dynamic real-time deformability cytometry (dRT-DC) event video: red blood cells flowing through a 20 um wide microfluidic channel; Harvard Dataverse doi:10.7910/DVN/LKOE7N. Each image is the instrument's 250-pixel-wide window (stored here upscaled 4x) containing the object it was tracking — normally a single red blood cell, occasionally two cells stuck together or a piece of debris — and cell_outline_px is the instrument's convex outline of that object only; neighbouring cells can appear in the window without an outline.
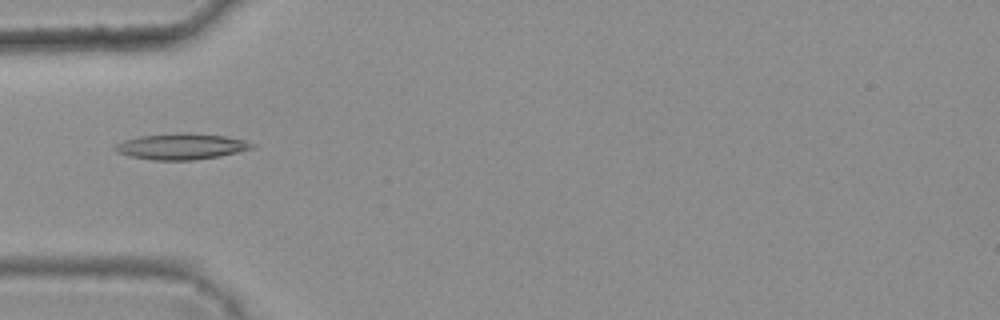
{"species": "common noctule bat (a hibernating species)", "species_latin": "Nyctalus noctula", "temperature_condition": "warm", "stored_images_in_passage": 46, "camera_frame_rate_fps": 3000, "um_per_image_px": 0.085, "animal": {"sex": "female", "body_mass_g": 25.1}, "frame": {"image": 1, "passage_image": 17, "time_ms": 5.333, "image_size_px": [1000, 320], "cell_outline_px": [[256, 148], [220, 156], [192, 160], [152, 160], [128, 156], [116, 152], [112, 148], [116, 144], [124, 140], [136, 136], [180, 132], [188, 132], [224, 136], [244, 140], [256, 144]], "centroid_in_image_um": [15.39, 12.44], "position_along_channel_um": 69.6, "area_um2": 21.1}}
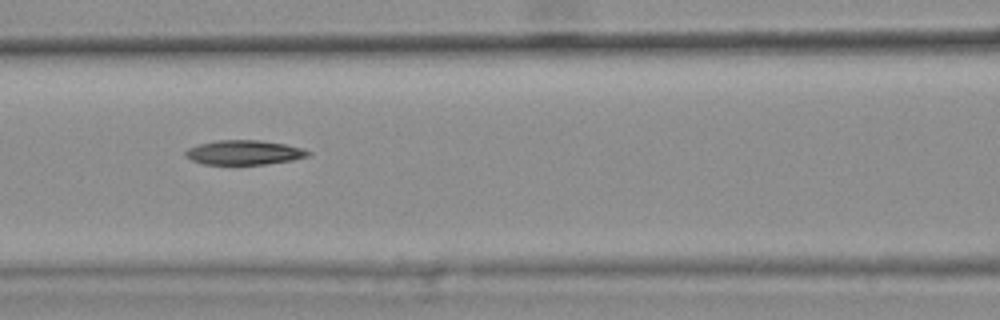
{"frame": {"image": 2, "passage_image": 23, "time_ms": 7.333, "image_size_px": [1000, 320], "cell_outline_px": [[312, 152], [308, 156], [292, 160], [264, 164], [204, 164], [192, 160], [184, 156], [184, 152], [188, 148], [200, 144], [216, 140], [260, 140], [284, 144], [300, 148]], "centroid_in_image_um": [20.72, 12.96], "position_along_channel_um": 145.9, "area_um2": 17.34}}
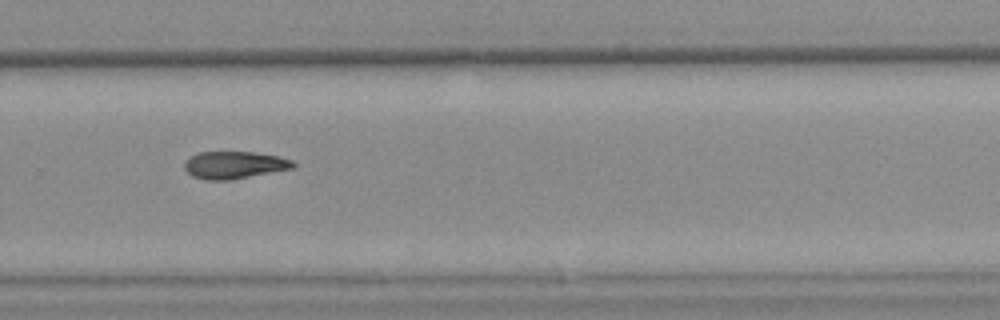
{"frame": {"image": 3, "passage_image": 36, "time_ms": 11.667, "image_size_px": [1000, 320], "cell_outline_px": [[296, 168], [228, 180], [204, 180], [192, 176], [184, 168], [184, 160], [200, 152], [256, 152], [280, 156], [292, 160], [296, 164]], "centroid_in_image_um": [19.94, 14.02], "position_along_channel_um": 309.9, "area_um2": 17.46}}